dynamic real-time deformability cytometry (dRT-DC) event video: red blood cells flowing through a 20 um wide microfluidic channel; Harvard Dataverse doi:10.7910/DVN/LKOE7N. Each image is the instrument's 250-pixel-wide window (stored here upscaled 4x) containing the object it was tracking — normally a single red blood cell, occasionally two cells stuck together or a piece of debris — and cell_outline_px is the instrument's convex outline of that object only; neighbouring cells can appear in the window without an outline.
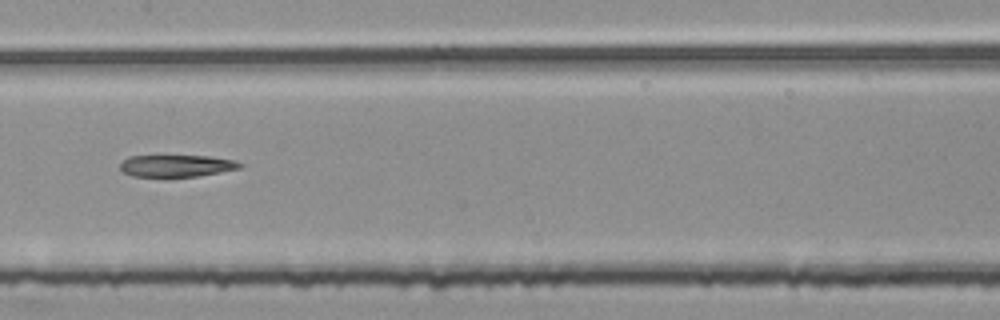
{"species": "common noctule bat (a hibernating species)", "species_latin": "Nyctalus noctula", "temperature_condition": "room temperature", "stored_images_in_passage": 54, "segment_of_instrument_passage": [2, 2], "camera_frame_rate_fps": 3000, "um_per_image_px": 0.085, "animal": {"sex": "female", "body_mass_g": 25.1}, "frame": {"image": 1, "passage_image": 27, "time_ms": 8.667, "image_size_px": [1000, 320], "cell_outline_px": [[244, 164], [240, 168], [196, 176], [132, 176], [124, 172], [120, 168], [120, 160], [128, 156], [208, 156], [236, 160]], "centroid_in_image_um": [14.98, 14.08], "position_along_channel_um": 192.4, "area_um2": 15.2}}
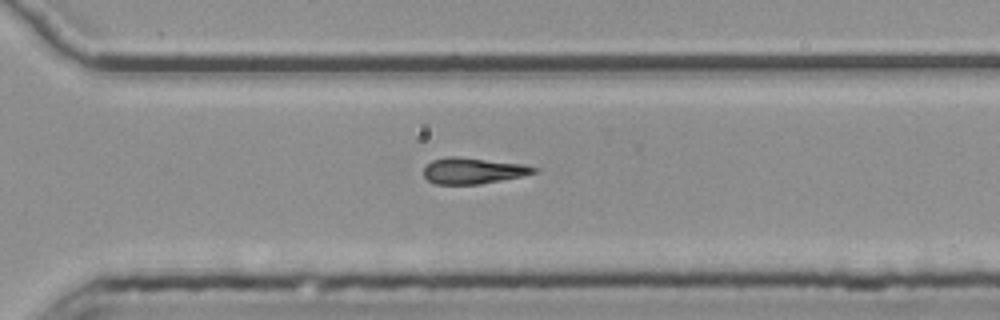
{"frame": {"image": 2, "passage_image": 38, "time_ms": 12.333, "image_size_px": [1000, 320], "cell_outline_px": [[540, 168], [536, 172], [504, 180], [480, 184], [436, 184], [428, 180], [424, 176], [424, 168], [432, 160], [444, 156], [456, 156], [524, 164]], "centroid_in_image_um": [40.21, 14.5], "position_along_channel_um": 330.4, "area_um2": 16.82}}
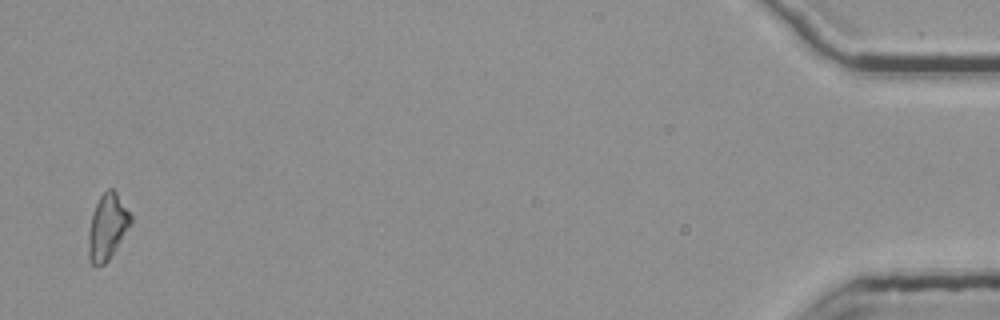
{"frame": {"image": 3, "passage_image": 53, "time_ms": 17.333, "image_size_px": [1000, 320], "cell_outline_px": [[132, 224], [108, 260], [104, 264], [92, 264], [88, 260], [88, 232], [92, 216], [96, 204], [100, 196], [108, 188], [112, 188], [116, 192], [132, 212]], "centroid_in_image_um": [9.15, 19.26], "position_along_channel_um": 426.0, "area_um2": 16.3}}